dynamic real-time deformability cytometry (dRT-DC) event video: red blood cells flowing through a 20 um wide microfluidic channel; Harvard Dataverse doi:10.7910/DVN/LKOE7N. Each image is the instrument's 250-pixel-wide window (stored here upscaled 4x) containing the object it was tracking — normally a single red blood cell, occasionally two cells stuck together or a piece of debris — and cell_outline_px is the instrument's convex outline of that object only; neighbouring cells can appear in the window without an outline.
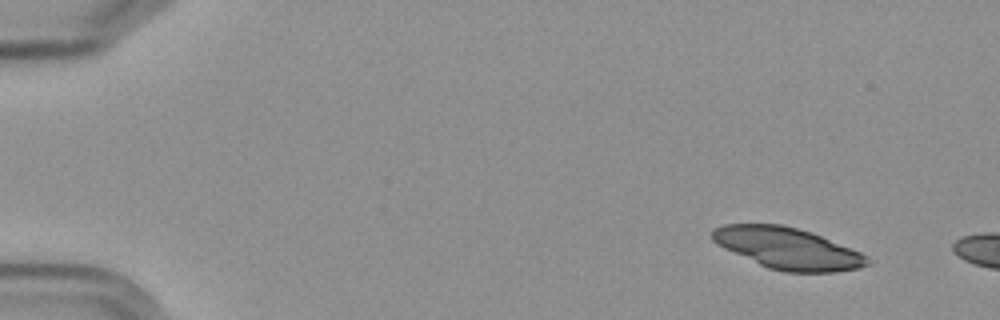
{"species": "Egyptian fruit bat (a non-hibernating species)", "species_latin": "Rousettus aegyptiacus", "temperature_condition": "cold", "stored_images_in_passage": 3, "camera_frame_rate_fps": 3000, "um_per_image_px": 0.085, "frame": {"image": 1, "passage_image": 1, "time_ms": 0.0, "image_size_px": [1000, 320], "cell_outline_px": [[872, 264], [860, 268], [836, 272], [784, 272], [768, 268], [724, 248], [716, 244], [712, 240], [712, 228], [724, 224], [780, 224], [812, 232], [860, 252], [868, 256], [872, 260]], "centroid_in_image_um": [66.98, 21.11], "position_along_channel_um": 18.0, "area_um2": 37.51}}